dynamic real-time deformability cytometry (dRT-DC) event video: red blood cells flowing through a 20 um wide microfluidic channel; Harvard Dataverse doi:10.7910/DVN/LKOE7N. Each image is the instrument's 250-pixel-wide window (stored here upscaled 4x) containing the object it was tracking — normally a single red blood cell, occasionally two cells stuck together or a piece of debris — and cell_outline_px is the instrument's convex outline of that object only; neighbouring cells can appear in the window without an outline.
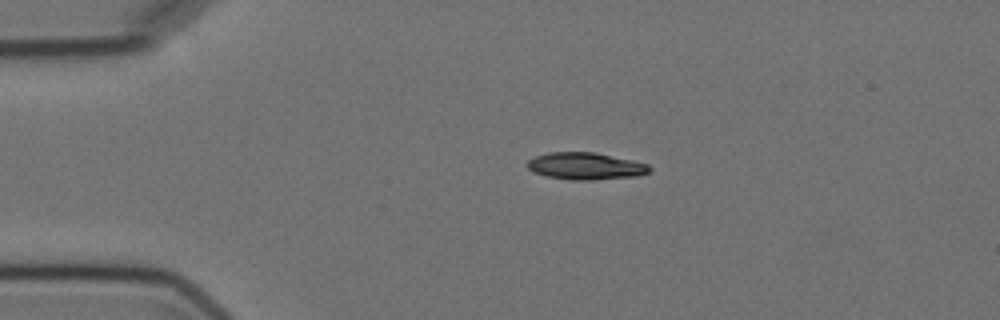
{"species": "Egyptian fruit bat (a non-hibernating species)", "species_latin": "Rousettus aegyptiacus", "temperature_condition": "cold", "stored_images_in_passage": 12, "camera_frame_rate_fps": 3000, "um_per_image_px": 0.085, "animal": {"sex": "female"}, "frame": {"image": 1, "passage_image": 1, "time_ms": 0.0, "image_size_px": [1000, 320], "cell_outline_px": [[652, 168], [648, 172], [636, 176], [592, 180], [572, 180], [544, 176], [532, 172], [524, 164], [528, 160], [536, 156], [548, 152], [596, 152], [632, 160], [648, 164]], "centroid_in_image_um": [49.72, 14.11], "position_along_channel_um": 35.3, "area_um2": 19.42}}
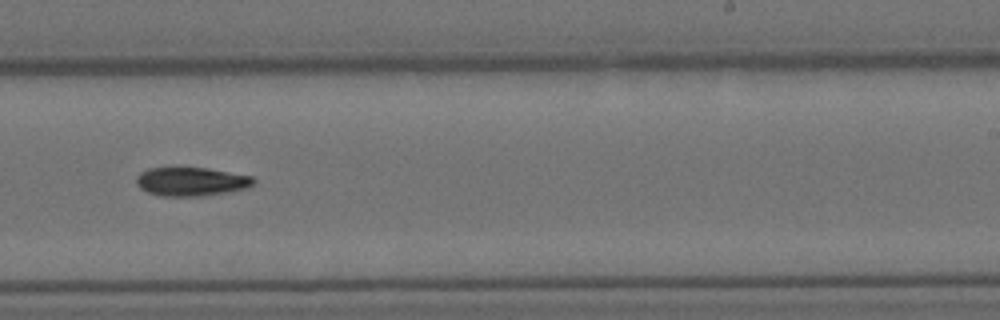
{"frame": {"image": 2, "passage_image": 7, "time_ms": 7.667, "image_size_px": [1000, 320], "cell_outline_px": [[256, 184], [248, 188], [228, 192], [204, 196], [160, 196], [148, 192], [140, 188], [136, 184], [136, 176], [140, 172], [148, 168], [208, 168], [252, 176], [256, 180]], "centroid_in_image_um": [16.28, 15.44], "position_along_channel_um": 272.7, "area_um2": 19.83}}
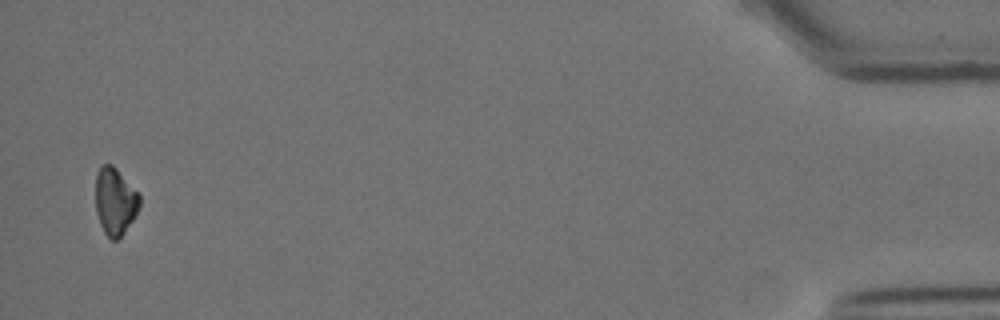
{"frame": {"image": 3, "passage_image": 12, "time_ms": 14.333, "image_size_px": [1000, 320], "cell_outline_px": [[140, 204], [132, 220], [124, 232], [116, 240], [112, 240], [104, 232], [100, 224], [96, 212], [96, 172], [104, 164], [112, 164], [140, 192]], "centroid_in_image_um": [9.79, 17.08], "position_along_channel_um": 425.4, "area_um2": 17.22}, "authors_computed_cell_mechanics": {"area_um2": 19.6231, "velocity_mm_per_s": 3.6, "shape_relaxation_time_tau1_ms": 6.9629, "shape_relaxation_time_tau2_ms": null, "deformation_change_tau1": 0.1321, "deformation_change_tau2": null}}